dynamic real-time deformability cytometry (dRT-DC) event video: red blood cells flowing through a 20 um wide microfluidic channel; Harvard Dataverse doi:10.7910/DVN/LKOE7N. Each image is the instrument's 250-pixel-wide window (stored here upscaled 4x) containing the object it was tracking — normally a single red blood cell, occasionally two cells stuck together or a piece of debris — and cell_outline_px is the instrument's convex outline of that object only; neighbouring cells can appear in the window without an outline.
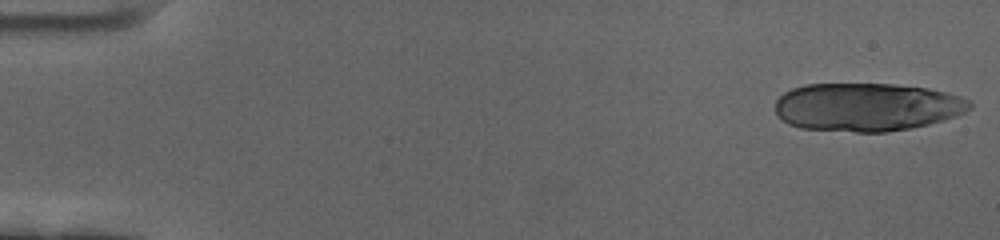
{"species": "human", "species_latin": "Homo sapiens", "temperature_condition": "cold", "stored_images_in_passage": 18, "camera_frame_rate_fps": 3000, "um_per_image_px": 0.085, "donor": {"sex": "female"}, "frame": {"image": 1, "passage_image": 1, "time_ms": 0.0, "image_size_px": [1000, 240], "cell_outline_px": [[972, 108], [956, 116], [944, 120], [928, 124], [888, 132], [856, 132], [800, 128], [788, 124], [776, 112], [776, 100], [784, 92], [792, 88], [804, 84], [896, 84], [928, 88], [948, 92], [960, 96], [968, 100], [972, 104]], "centroid_in_image_um": [73.7, 9.09], "position_along_channel_um": 11.3, "area_um2": 54.85}}